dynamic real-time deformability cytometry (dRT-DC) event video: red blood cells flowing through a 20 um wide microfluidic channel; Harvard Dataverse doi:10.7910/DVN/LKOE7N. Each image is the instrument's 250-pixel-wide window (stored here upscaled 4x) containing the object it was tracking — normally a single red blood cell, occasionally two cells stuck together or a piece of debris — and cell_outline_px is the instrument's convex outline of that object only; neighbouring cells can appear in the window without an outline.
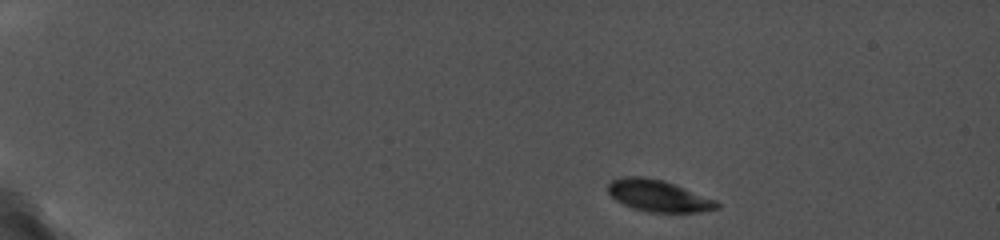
{"species": "common noctule bat (a hibernating species)", "species_latin": "Nyctalus noctula", "temperature_condition": "cold", "stored_images_in_passage": 20, "camera_frame_rate_fps": 5000, "um_per_image_px": 0.085, "animal": {"sex": "female", "body_mass_g": 19.0, "forearm_length_mm": 56.7}, "frame": {"image": 1, "passage_image": 1, "time_ms": 0.0, "image_size_px": [1000, 240], "cell_outline_px": [[720, 208], [700, 212], [648, 212], [632, 208], [616, 200], [608, 192], [608, 184], [612, 180], [620, 176], [644, 176], [664, 180], [716, 200], [720, 204]], "centroid_in_image_um": [55.96, 16.63], "position_along_channel_um": 29.0, "area_um2": 20.17}}
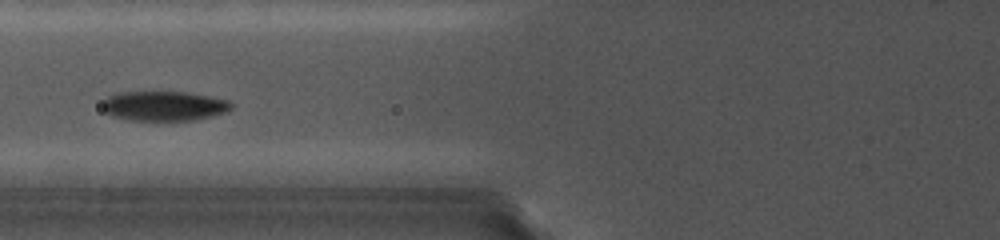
{"frame": {"image": 2, "passage_image": 7, "time_ms": 5.2, "image_size_px": [1000, 240], "cell_outline_px": [[232, 108], [224, 112], [196, 120], [128, 120], [112, 116], [104, 112], [104, 100], [108, 96], [116, 92], [188, 92], [228, 100], [232, 104]], "centroid_in_image_um": [13.92, 9.0], "position_along_channel_um": 111.9, "area_um2": 22.2}}
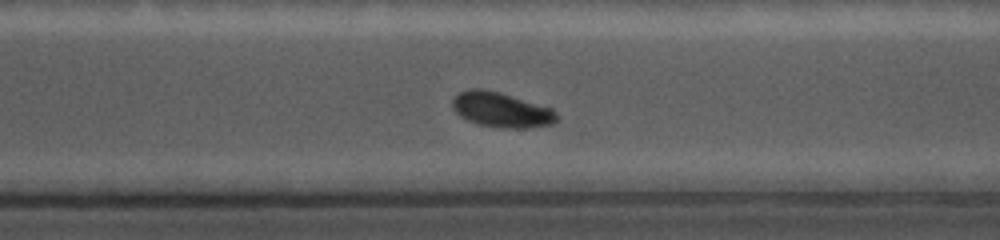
{"frame": {"image": 3, "passage_image": 17, "time_ms": 11.0, "image_size_px": [1000, 240], "cell_outline_px": [[560, 120], [552, 124], [524, 128], [504, 128], [476, 124], [460, 116], [452, 108], [452, 100], [460, 92], [468, 88], [484, 88], [500, 92], [552, 108], [556, 112]], "centroid_in_image_um": [42.62, 9.33], "position_along_channel_um": 328.0, "area_um2": 21.44}}